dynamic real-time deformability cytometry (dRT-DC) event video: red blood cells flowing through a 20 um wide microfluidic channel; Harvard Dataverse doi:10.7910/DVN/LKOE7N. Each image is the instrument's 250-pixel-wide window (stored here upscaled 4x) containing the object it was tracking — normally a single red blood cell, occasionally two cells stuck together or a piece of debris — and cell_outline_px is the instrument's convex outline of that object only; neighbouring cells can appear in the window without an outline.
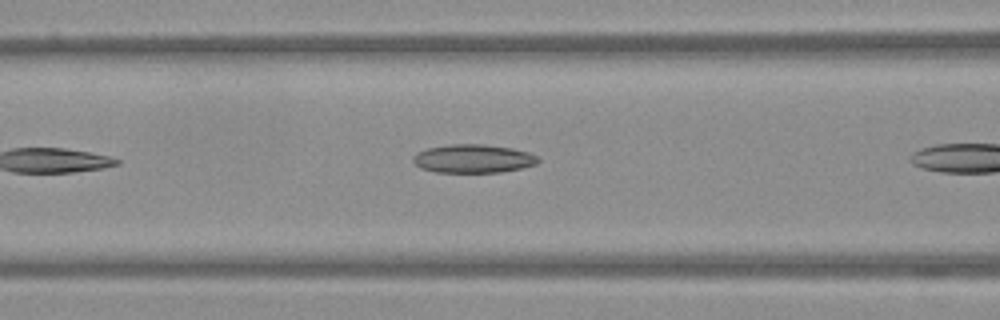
{"species": "Egyptian fruit bat (a non-hibernating species)", "species_latin": "Rousettus aegyptiacus", "temperature_condition": "warm", "stored_images_in_passage": 10, "camera_frame_rate_fps": 3000, "um_per_image_px": 0.085, "frame": {"image": 1, "passage_image": 9, "time_ms": 2.667, "image_size_px": [1000, 320], "cell_outline_px": [[540, 160], [536, 164], [520, 168], [500, 172], [436, 172], [420, 168], [412, 160], [412, 156], [416, 152], [428, 148], [448, 144], [484, 144], [512, 148], [528, 152], [536, 156]], "centroid_in_image_um": [40.19, 13.48], "position_along_channel_um": 126.4, "area_um2": 20.75}}